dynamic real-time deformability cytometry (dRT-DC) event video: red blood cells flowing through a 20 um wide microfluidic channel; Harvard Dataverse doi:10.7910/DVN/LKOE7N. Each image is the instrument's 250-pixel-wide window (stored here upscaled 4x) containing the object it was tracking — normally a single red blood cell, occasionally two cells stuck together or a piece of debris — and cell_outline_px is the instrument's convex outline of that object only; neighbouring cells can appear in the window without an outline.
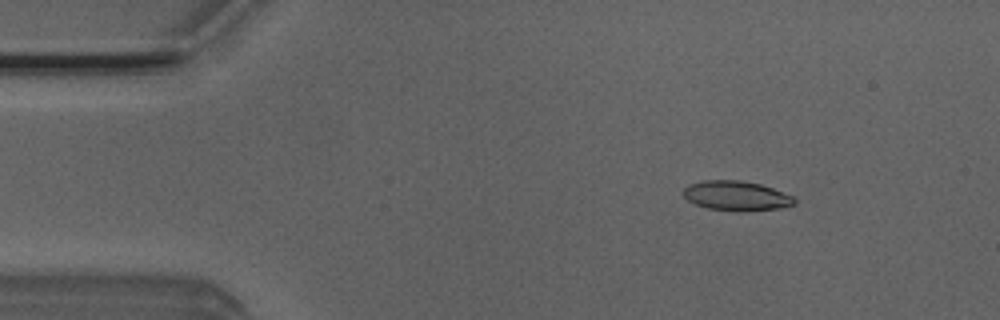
{"species": "Egyptian fruit bat (a non-hibernating species)", "species_latin": "Rousettus aegyptiacus", "temperature_condition": "room temperature", "stored_images_in_passage": 12, "camera_frame_rate_fps": 3000, "um_per_image_px": 0.085, "animal": {"sex": "male"}, "frame": {"image": 1, "passage_image": 7, "time_ms": 2.0, "image_size_px": [1000, 320], "cell_outline_px": [[796, 204], [780, 208], [740, 212], [736, 212], [708, 208], [696, 204], [688, 200], [684, 196], [684, 188], [688, 184], [704, 180], [740, 180], [760, 184], [772, 188], [792, 196], [796, 200]], "centroid_in_image_um": [62.59, 16.65], "position_along_channel_um": 22.4, "area_um2": 19.25}}